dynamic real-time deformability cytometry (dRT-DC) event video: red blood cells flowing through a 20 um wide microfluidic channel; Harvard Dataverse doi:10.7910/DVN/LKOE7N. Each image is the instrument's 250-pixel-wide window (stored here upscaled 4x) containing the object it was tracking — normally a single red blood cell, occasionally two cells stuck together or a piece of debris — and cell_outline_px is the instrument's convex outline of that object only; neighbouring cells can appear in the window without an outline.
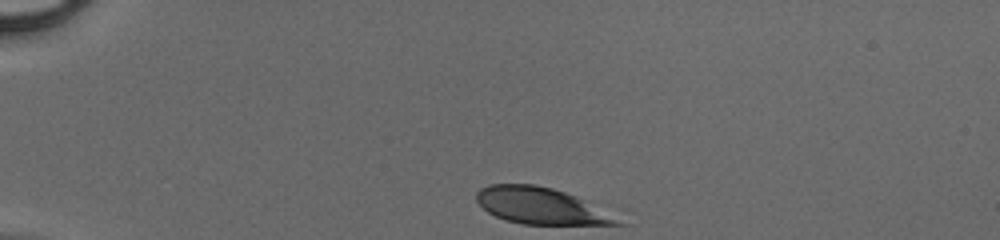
{"species": "human", "species_latin": "Homo sapiens", "temperature_condition": "cold", "stored_images_in_passage": 32, "camera_frame_rate_fps": 3000, "um_per_image_px": 0.085, "donor": {"sex": "male"}, "frame": {"image": 1, "passage_image": 1, "time_ms": 0.0, "image_size_px": [1000, 240], "cell_outline_px": [[628, 224], [524, 224], [508, 220], [496, 216], [488, 212], [476, 200], [476, 192], [480, 188], [488, 184], [536, 184], [552, 188], [588, 200], [620, 216]], "centroid_in_image_um": [46.07, 17.49], "position_along_channel_um": 38.9, "area_um2": 30.29}}
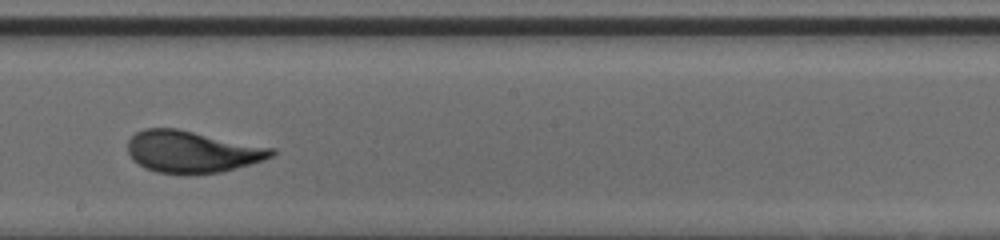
{"frame": {"image": 2, "passage_image": 19, "time_ms": 6.0, "image_size_px": [1000, 240], "cell_outline_px": [[276, 152], [272, 156], [248, 164], [220, 172], [192, 176], [156, 172], [144, 168], [132, 160], [128, 152], [128, 140], [136, 132], [144, 128], [176, 128], [276, 148]], "centroid_in_image_um": [16.29, 12.91], "position_along_channel_um": 231.9, "area_um2": 35.43}}
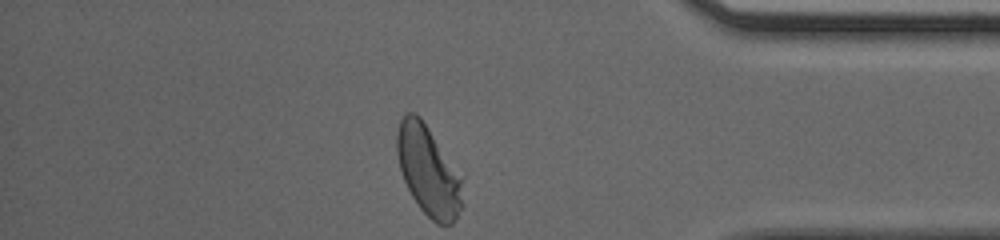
{"frame": {"image": 3, "passage_image": 32, "time_ms": 10.333, "image_size_px": [1000, 240], "cell_outline_px": [[460, 208], [456, 220], [452, 224], [436, 224], [420, 208], [412, 196], [404, 180], [400, 168], [396, 152], [396, 132], [400, 120], [408, 112], [416, 112], [420, 116], [460, 180]], "centroid_in_image_um": [36.32, 14.52], "position_along_channel_um": 398.9, "area_um2": 32.77}}